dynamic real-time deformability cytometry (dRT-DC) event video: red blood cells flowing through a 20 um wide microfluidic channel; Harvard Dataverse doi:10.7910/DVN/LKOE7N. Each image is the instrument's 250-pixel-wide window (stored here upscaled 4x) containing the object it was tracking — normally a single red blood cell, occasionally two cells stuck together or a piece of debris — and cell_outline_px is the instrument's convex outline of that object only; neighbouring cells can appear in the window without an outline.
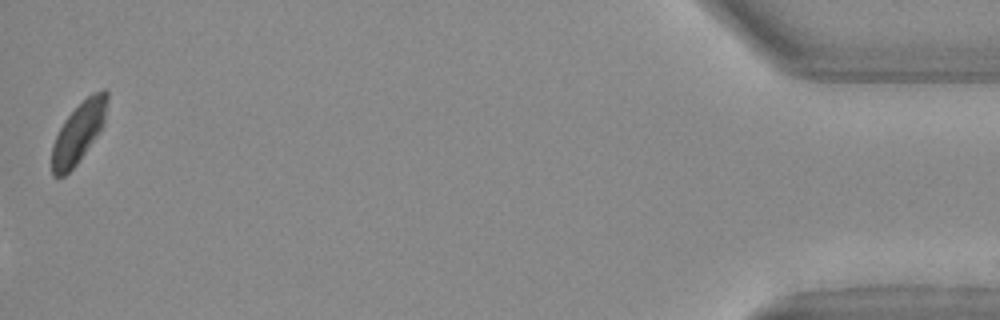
{"species": "Egyptian fruit bat (a non-hibernating species)", "species_latin": "Rousettus aegyptiacus", "temperature_condition": "warm", "stored_images_in_passage": 35, "camera_frame_rate_fps": 3000, "um_per_image_px": 0.085, "animal": {"sex": "female"}, "frame": {"image": 1, "passage_image": 35, "time_ms": 11.333, "image_size_px": [1000, 320], "cell_outline_px": [[108, 96], [104, 124], [76, 164], [64, 176], [52, 176], [52, 144], [64, 120], [92, 92], [104, 88], [108, 92]], "centroid_in_image_um": [6.68, 11.24], "position_along_channel_um": 428.5, "area_um2": 19.02}}